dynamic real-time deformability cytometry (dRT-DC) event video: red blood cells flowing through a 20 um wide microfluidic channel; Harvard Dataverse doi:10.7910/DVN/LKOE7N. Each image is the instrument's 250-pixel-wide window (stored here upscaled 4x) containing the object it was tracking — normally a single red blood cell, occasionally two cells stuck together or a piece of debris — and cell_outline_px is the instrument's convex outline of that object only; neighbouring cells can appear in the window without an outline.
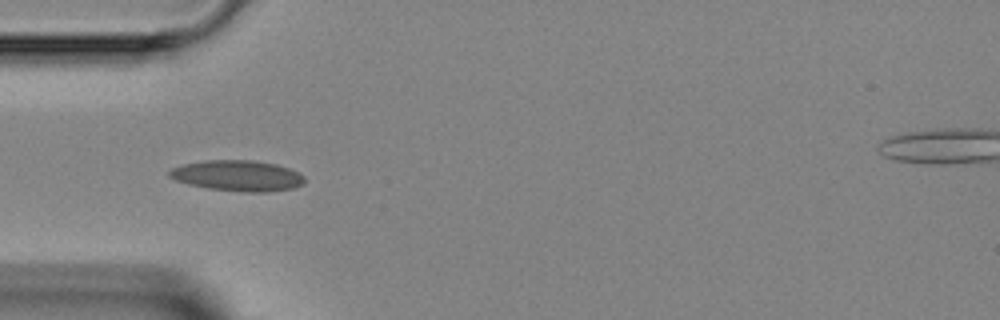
{"species": "Egyptian fruit bat (a non-hibernating species)", "species_latin": "Rousettus aegyptiacus", "temperature_condition": "room temperature", "stored_images_in_passage": 2, "camera_frame_rate_fps": 3000, "um_per_image_px": 0.085, "animal": {"sex": "female"}, "frame": {"image": 1, "passage_image": 2, "time_ms": 1.0, "image_size_px": [1000, 320], "cell_outline_px": [[304, 180], [300, 184], [292, 188], [268, 192], [240, 192], [208, 188], [188, 184], [176, 180], [168, 176], [168, 172], [172, 168], [184, 164], [204, 160], [256, 160], [276, 164], [288, 168], [304, 176]], "centroid_in_image_um": [20.16, 14.93], "position_along_channel_um": 64.8, "area_um2": 24.16}}